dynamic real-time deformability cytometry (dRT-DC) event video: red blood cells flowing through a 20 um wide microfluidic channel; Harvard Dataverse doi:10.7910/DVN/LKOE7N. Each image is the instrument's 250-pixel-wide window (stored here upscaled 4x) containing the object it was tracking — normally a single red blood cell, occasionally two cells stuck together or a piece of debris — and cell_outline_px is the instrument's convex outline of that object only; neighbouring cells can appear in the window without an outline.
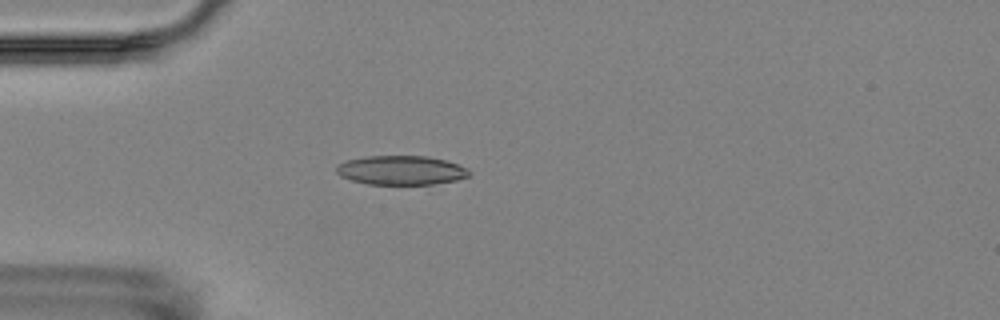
{"species": "Egyptian fruit bat (a non-hibernating species)", "species_latin": "Rousettus aegyptiacus", "temperature_condition": "room temperature", "stored_images_in_passage": 5, "camera_frame_rate_fps": 3000, "um_per_image_px": 0.085, "animal": {"sex": "female"}, "frame": {"image": 1, "passage_image": 5, "time_ms": 4.333, "image_size_px": [1000, 320], "cell_outline_px": [[472, 176], [456, 180], [432, 184], [368, 184], [352, 180], [340, 176], [336, 172], [336, 168], [340, 164], [348, 160], [364, 156], [428, 156], [448, 160], [468, 168], [472, 172]], "centroid_in_image_um": [34.16, 14.46], "position_along_channel_um": 50.8, "area_um2": 22.72}}